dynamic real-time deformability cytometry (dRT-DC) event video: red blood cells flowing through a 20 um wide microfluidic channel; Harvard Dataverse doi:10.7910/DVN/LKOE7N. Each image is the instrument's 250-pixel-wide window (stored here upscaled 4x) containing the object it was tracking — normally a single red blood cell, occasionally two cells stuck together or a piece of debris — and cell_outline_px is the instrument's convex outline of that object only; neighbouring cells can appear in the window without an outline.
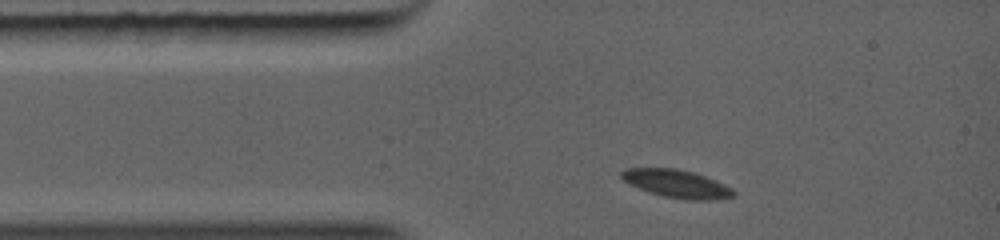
{"species": "common noctule bat (a hibernating species)", "species_latin": "Nyctalus noctula", "temperature_condition": "warm", "stored_images_in_passage": 7, "camera_frame_rate_fps": 5000, "um_per_image_px": 0.085, "animal": {"sex": "female", "body_mass_g": 19.0, "forearm_length_mm": 56.7}, "frame": {"image": 1, "passage_image": 1, "time_ms": 0.0, "image_size_px": [1000, 240], "cell_outline_px": [[736, 196], [716, 200], [684, 200], [664, 196], [648, 192], [628, 184], [620, 176], [620, 172], [624, 168], [676, 168], [692, 172], [704, 176], [724, 184], [732, 188], [736, 192]], "centroid_in_image_um": [57.52, 15.63], "position_along_channel_um": 27.5, "area_um2": 18.44}}
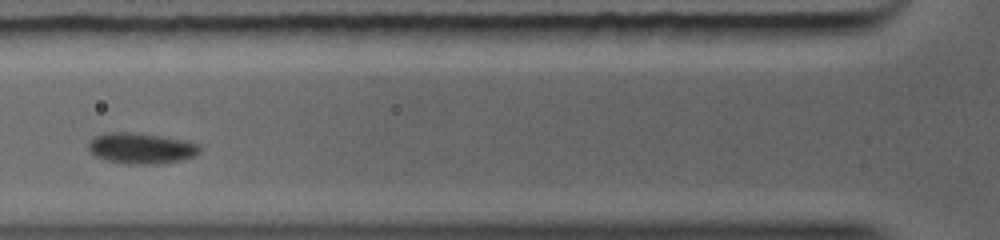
{"frame": {"image": 2, "passage_image": 4, "time_ms": 2.2, "image_size_px": [1000, 240], "cell_outline_px": [[200, 152], [184, 160], [152, 164], [128, 164], [108, 160], [96, 156], [88, 148], [88, 140], [96, 136], [108, 132], [132, 132], [160, 136], [184, 140], [200, 144]], "centroid_in_image_um": [12.0, 12.6], "position_along_channel_um": 113.8, "area_um2": 19.88}}
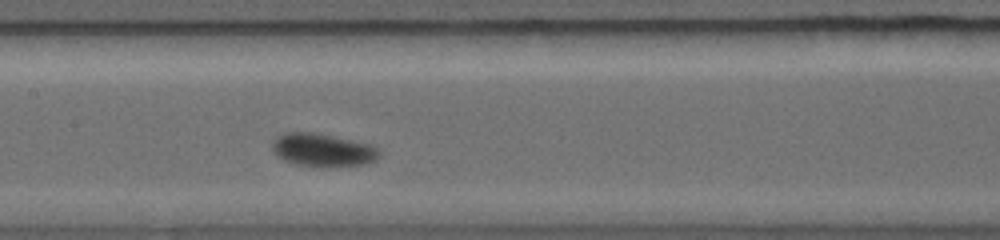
{"frame": {"image": 3, "passage_image": 6, "time_ms": 3.6, "image_size_px": [1000, 240], "cell_outline_px": [[380, 156], [376, 160], [364, 164], [296, 164], [284, 160], [272, 148], [272, 144], [276, 136], [288, 132], [312, 132], [372, 144], [380, 148]], "centroid_in_image_um": [27.47, 12.7], "position_along_channel_um": 179.9, "area_um2": 19.77}}